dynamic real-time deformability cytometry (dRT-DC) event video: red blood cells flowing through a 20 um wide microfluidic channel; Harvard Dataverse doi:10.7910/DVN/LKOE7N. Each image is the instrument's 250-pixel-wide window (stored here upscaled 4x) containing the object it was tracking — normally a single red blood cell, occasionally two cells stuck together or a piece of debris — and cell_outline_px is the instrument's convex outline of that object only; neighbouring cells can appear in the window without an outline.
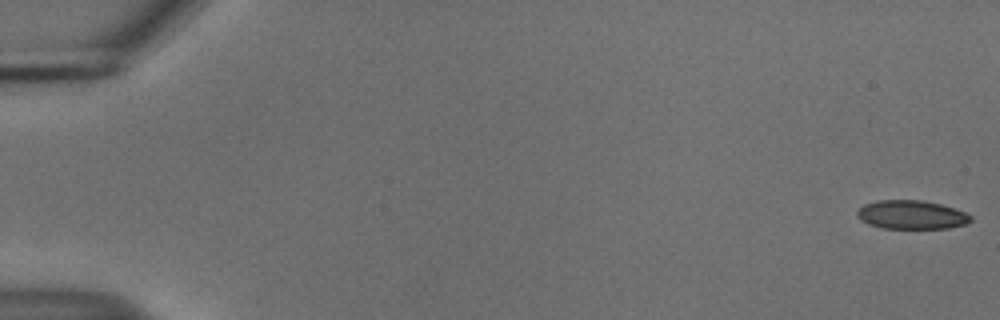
{"species": "common noctule bat (a hibernating species)", "species_latin": "Nyctalus noctula", "temperature_condition": "cold", "stored_images_in_passage": 55, "camera_frame_rate_fps": 3000, "um_per_image_px": 0.085, "animal": {"sex": "male", "body_mass_g": 18.8}, "frame": {"image": 1, "passage_image": 1, "time_ms": 0.0, "image_size_px": [1000, 320], "cell_outline_px": [[972, 220], [964, 224], [948, 228], [880, 228], [868, 224], [860, 220], [856, 216], [856, 212], [864, 204], [876, 200], [920, 200], [940, 204], [964, 212], [972, 216]], "centroid_in_image_um": [77.42, 18.25], "position_along_channel_um": 7.6, "area_um2": 18.96}}
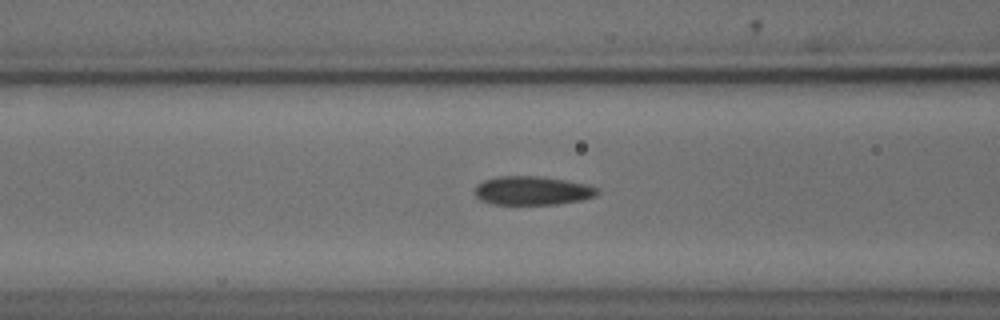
{"frame": {"image": 2, "passage_image": 23, "time_ms": 7.333, "image_size_px": [1000, 320], "cell_outline_px": [[600, 192], [596, 196], [584, 200], [556, 204], [492, 204], [480, 200], [472, 192], [476, 184], [484, 180], [496, 176], [540, 176], [568, 180], [588, 184], [596, 188]], "centroid_in_image_um": [45.24, 16.2], "position_along_channel_um": 121.4, "area_um2": 20.92}}
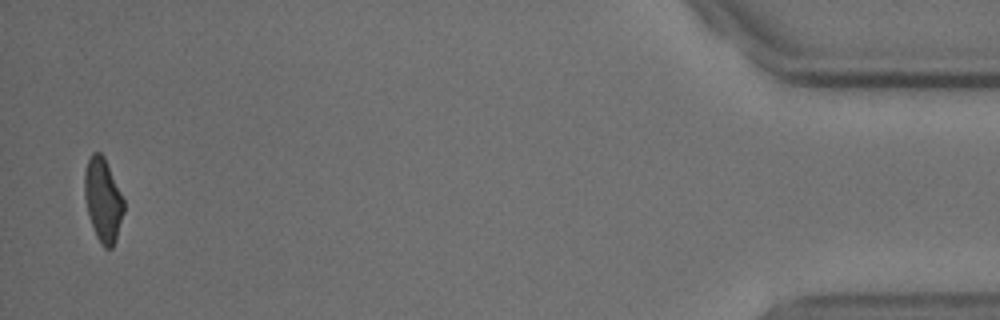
{"frame": {"image": 3, "passage_image": 54, "time_ms": 17.667, "image_size_px": [1000, 320], "cell_outline_px": [[124, 212], [116, 240], [112, 248], [104, 248], [100, 244], [96, 236], [88, 212], [84, 196], [84, 172], [88, 160], [92, 152], [100, 152], [104, 156], [124, 200]], "centroid_in_image_um": [8.75, 17.0], "position_along_channel_um": 426.4, "area_um2": 19.07}, "authors_computed_cell_mechanics": {"area_um2": 20.2878, "velocity_mm_per_s": 3.7163, "shape_relaxation_time_tau1_ms": 9.3992, "shape_relaxation_time_tau2_ms": 4.4754, "deformation_change_tau1": 0.1604, "deformation_change_tau2": 0.0997}}